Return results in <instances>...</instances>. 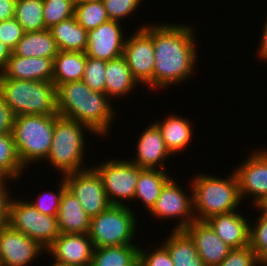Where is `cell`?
I'll use <instances>...</instances> for the list:
<instances>
[{
    "instance_id": "obj_1",
    "label": "cell",
    "mask_w": 267,
    "mask_h": 266,
    "mask_svg": "<svg viewBox=\"0 0 267 266\" xmlns=\"http://www.w3.org/2000/svg\"><path fill=\"white\" fill-rule=\"evenodd\" d=\"M142 28L152 37L155 49L153 88L180 84L193 76L198 53L191 26L155 23Z\"/></svg>"
},
{
    "instance_id": "obj_2",
    "label": "cell",
    "mask_w": 267,
    "mask_h": 266,
    "mask_svg": "<svg viewBox=\"0 0 267 266\" xmlns=\"http://www.w3.org/2000/svg\"><path fill=\"white\" fill-rule=\"evenodd\" d=\"M105 93L93 91L82 80L57 87L58 115L89 127L102 137L110 131L114 120V108Z\"/></svg>"
},
{
    "instance_id": "obj_3",
    "label": "cell",
    "mask_w": 267,
    "mask_h": 266,
    "mask_svg": "<svg viewBox=\"0 0 267 266\" xmlns=\"http://www.w3.org/2000/svg\"><path fill=\"white\" fill-rule=\"evenodd\" d=\"M191 181L195 220L206 221L209 218L238 210L242 201L238 179L232 171L226 179L212 175L198 174Z\"/></svg>"
},
{
    "instance_id": "obj_4",
    "label": "cell",
    "mask_w": 267,
    "mask_h": 266,
    "mask_svg": "<svg viewBox=\"0 0 267 266\" xmlns=\"http://www.w3.org/2000/svg\"><path fill=\"white\" fill-rule=\"evenodd\" d=\"M0 93L14 116L58 114L57 87L52 81L3 78Z\"/></svg>"
},
{
    "instance_id": "obj_5",
    "label": "cell",
    "mask_w": 267,
    "mask_h": 266,
    "mask_svg": "<svg viewBox=\"0 0 267 266\" xmlns=\"http://www.w3.org/2000/svg\"><path fill=\"white\" fill-rule=\"evenodd\" d=\"M58 114L18 115L14 118L13 137L18 158L25 168L47 159ZM34 161V162H33Z\"/></svg>"
},
{
    "instance_id": "obj_6",
    "label": "cell",
    "mask_w": 267,
    "mask_h": 266,
    "mask_svg": "<svg viewBox=\"0 0 267 266\" xmlns=\"http://www.w3.org/2000/svg\"><path fill=\"white\" fill-rule=\"evenodd\" d=\"M93 133L89 127L75 120L58 116L52 137V145L46 160L53 168L60 171L61 175L84 170L81 167L85 155L84 131ZM85 149V150H84ZM84 153V154H83Z\"/></svg>"
},
{
    "instance_id": "obj_7",
    "label": "cell",
    "mask_w": 267,
    "mask_h": 266,
    "mask_svg": "<svg viewBox=\"0 0 267 266\" xmlns=\"http://www.w3.org/2000/svg\"><path fill=\"white\" fill-rule=\"evenodd\" d=\"M135 218V211L129 205H111L92 217L88 235L94 248L133 244L131 241L137 230Z\"/></svg>"
},
{
    "instance_id": "obj_8",
    "label": "cell",
    "mask_w": 267,
    "mask_h": 266,
    "mask_svg": "<svg viewBox=\"0 0 267 266\" xmlns=\"http://www.w3.org/2000/svg\"><path fill=\"white\" fill-rule=\"evenodd\" d=\"M14 230L39 243L46 250L59 236L56 216L38 211L30 202L11 198L8 223Z\"/></svg>"
},
{
    "instance_id": "obj_9",
    "label": "cell",
    "mask_w": 267,
    "mask_h": 266,
    "mask_svg": "<svg viewBox=\"0 0 267 266\" xmlns=\"http://www.w3.org/2000/svg\"><path fill=\"white\" fill-rule=\"evenodd\" d=\"M102 179L105 193L111 205H126L122 201L133 200L137 181L143 168L130 160L110 159L93 167Z\"/></svg>"
},
{
    "instance_id": "obj_10",
    "label": "cell",
    "mask_w": 267,
    "mask_h": 266,
    "mask_svg": "<svg viewBox=\"0 0 267 266\" xmlns=\"http://www.w3.org/2000/svg\"><path fill=\"white\" fill-rule=\"evenodd\" d=\"M63 177L66 188L79 200L90 218L111 206L102 179L93 167L63 175Z\"/></svg>"
},
{
    "instance_id": "obj_11",
    "label": "cell",
    "mask_w": 267,
    "mask_h": 266,
    "mask_svg": "<svg viewBox=\"0 0 267 266\" xmlns=\"http://www.w3.org/2000/svg\"><path fill=\"white\" fill-rule=\"evenodd\" d=\"M142 27L125 39L123 57L139 84L153 89L155 49L152 37Z\"/></svg>"
},
{
    "instance_id": "obj_12",
    "label": "cell",
    "mask_w": 267,
    "mask_h": 266,
    "mask_svg": "<svg viewBox=\"0 0 267 266\" xmlns=\"http://www.w3.org/2000/svg\"><path fill=\"white\" fill-rule=\"evenodd\" d=\"M188 195L186 191H183L181 186L179 187L174 179L171 178L162 188L160 195L155 205L150 210V214L157 219L161 218L168 220V218H178L179 223L174 230H184L194 220L193 211V191ZM191 196V197H190Z\"/></svg>"
},
{
    "instance_id": "obj_13",
    "label": "cell",
    "mask_w": 267,
    "mask_h": 266,
    "mask_svg": "<svg viewBox=\"0 0 267 266\" xmlns=\"http://www.w3.org/2000/svg\"><path fill=\"white\" fill-rule=\"evenodd\" d=\"M246 158L233 170L238 179L240 196L244 199L252 195V204L261 206L267 200V156L257 149Z\"/></svg>"
},
{
    "instance_id": "obj_14",
    "label": "cell",
    "mask_w": 267,
    "mask_h": 266,
    "mask_svg": "<svg viewBox=\"0 0 267 266\" xmlns=\"http://www.w3.org/2000/svg\"><path fill=\"white\" fill-rule=\"evenodd\" d=\"M42 250L46 251L39 243L8 224L0 227V266H28Z\"/></svg>"
},
{
    "instance_id": "obj_15",
    "label": "cell",
    "mask_w": 267,
    "mask_h": 266,
    "mask_svg": "<svg viewBox=\"0 0 267 266\" xmlns=\"http://www.w3.org/2000/svg\"><path fill=\"white\" fill-rule=\"evenodd\" d=\"M119 21L108 20L88 31L86 56L109 61L123 56L125 35Z\"/></svg>"
},
{
    "instance_id": "obj_16",
    "label": "cell",
    "mask_w": 267,
    "mask_h": 266,
    "mask_svg": "<svg viewBox=\"0 0 267 266\" xmlns=\"http://www.w3.org/2000/svg\"><path fill=\"white\" fill-rule=\"evenodd\" d=\"M94 245L88 233H60L46 250L55 261L73 266H91Z\"/></svg>"
},
{
    "instance_id": "obj_17",
    "label": "cell",
    "mask_w": 267,
    "mask_h": 266,
    "mask_svg": "<svg viewBox=\"0 0 267 266\" xmlns=\"http://www.w3.org/2000/svg\"><path fill=\"white\" fill-rule=\"evenodd\" d=\"M184 231L191 237L205 266L219 265L231 251L206 221L194 220Z\"/></svg>"
},
{
    "instance_id": "obj_18",
    "label": "cell",
    "mask_w": 267,
    "mask_h": 266,
    "mask_svg": "<svg viewBox=\"0 0 267 266\" xmlns=\"http://www.w3.org/2000/svg\"><path fill=\"white\" fill-rule=\"evenodd\" d=\"M137 141V155L131 161L141 168L161 169L167 157L171 154L167 149L158 125L152 122L142 133ZM158 166V167H157Z\"/></svg>"
},
{
    "instance_id": "obj_19",
    "label": "cell",
    "mask_w": 267,
    "mask_h": 266,
    "mask_svg": "<svg viewBox=\"0 0 267 266\" xmlns=\"http://www.w3.org/2000/svg\"><path fill=\"white\" fill-rule=\"evenodd\" d=\"M0 75L15 80L52 81L53 59L21 57L12 53Z\"/></svg>"
},
{
    "instance_id": "obj_20",
    "label": "cell",
    "mask_w": 267,
    "mask_h": 266,
    "mask_svg": "<svg viewBox=\"0 0 267 266\" xmlns=\"http://www.w3.org/2000/svg\"><path fill=\"white\" fill-rule=\"evenodd\" d=\"M217 236L232 249L249 245L250 221L239 211L219 214L206 220Z\"/></svg>"
},
{
    "instance_id": "obj_21",
    "label": "cell",
    "mask_w": 267,
    "mask_h": 266,
    "mask_svg": "<svg viewBox=\"0 0 267 266\" xmlns=\"http://www.w3.org/2000/svg\"><path fill=\"white\" fill-rule=\"evenodd\" d=\"M57 221L60 233L84 234L90 229V217L79 200L66 188L61 196Z\"/></svg>"
},
{
    "instance_id": "obj_22",
    "label": "cell",
    "mask_w": 267,
    "mask_h": 266,
    "mask_svg": "<svg viewBox=\"0 0 267 266\" xmlns=\"http://www.w3.org/2000/svg\"><path fill=\"white\" fill-rule=\"evenodd\" d=\"M139 82L133 77L123 56L106 61L105 94L111 99L130 94Z\"/></svg>"
},
{
    "instance_id": "obj_23",
    "label": "cell",
    "mask_w": 267,
    "mask_h": 266,
    "mask_svg": "<svg viewBox=\"0 0 267 266\" xmlns=\"http://www.w3.org/2000/svg\"><path fill=\"white\" fill-rule=\"evenodd\" d=\"M162 133L163 140L167 149L173 154L184 151L189 145L192 136V124L187 118L171 114V116L164 118V120L155 122Z\"/></svg>"
},
{
    "instance_id": "obj_24",
    "label": "cell",
    "mask_w": 267,
    "mask_h": 266,
    "mask_svg": "<svg viewBox=\"0 0 267 266\" xmlns=\"http://www.w3.org/2000/svg\"><path fill=\"white\" fill-rule=\"evenodd\" d=\"M58 52L56 41L49 29L25 32L12 51L14 55L21 57H46L53 60Z\"/></svg>"
},
{
    "instance_id": "obj_25",
    "label": "cell",
    "mask_w": 267,
    "mask_h": 266,
    "mask_svg": "<svg viewBox=\"0 0 267 266\" xmlns=\"http://www.w3.org/2000/svg\"><path fill=\"white\" fill-rule=\"evenodd\" d=\"M59 51L85 52L88 31L81 26L75 16L63 20L50 29Z\"/></svg>"
},
{
    "instance_id": "obj_26",
    "label": "cell",
    "mask_w": 267,
    "mask_h": 266,
    "mask_svg": "<svg viewBox=\"0 0 267 266\" xmlns=\"http://www.w3.org/2000/svg\"><path fill=\"white\" fill-rule=\"evenodd\" d=\"M85 66V52L59 51L53 60L52 82L58 87L61 84L82 80Z\"/></svg>"
},
{
    "instance_id": "obj_27",
    "label": "cell",
    "mask_w": 267,
    "mask_h": 266,
    "mask_svg": "<svg viewBox=\"0 0 267 266\" xmlns=\"http://www.w3.org/2000/svg\"><path fill=\"white\" fill-rule=\"evenodd\" d=\"M170 232L171 235L162 244L169 251L174 266H205L193 240L184 230Z\"/></svg>"
},
{
    "instance_id": "obj_28",
    "label": "cell",
    "mask_w": 267,
    "mask_h": 266,
    "mask_svg": "<svg viewBox=\"0 0 267 266\" xmlns=\"http://www.w3.org/2000/svg\"><path fill=\"white\" fill-rule=\"evenodd\" d=\"M165 168L161 169H148L143 168L140 172L134 200L143 202V205L147 208V211L151 210L155 205L160 192L164 185L171 179V176H167Z\"/></svg>"
},
{
    "instance_id": "obj_29",
    "label": "cell",
    "mask_w": 267,
    "mask_h": 266,
    "mask_svg": "<svg viewBox=\"0 0 267 266\" xmlns=\"http://www.w3.org/2000/svg\"><path fill=\"white\" fill-rule=\"evenodd\" d=\"M91 266H139V247L129 244L94 248Z\"/></svg>"
},
{
    "instance_id": "obj_30",
    "label": "cell",
    "mask_w": 267,
    "mask_h": 266,
    "mask_svg": "<svg viewBox=\"0 0 267 266\" xmlns=\"http://www.w3.org/2000/svg\"><path fill=\"white\" fill-rule=\"evenodd\" d=\"M14 18L25 32L45 30L43 0H17Z\"/></svg>"
},
{
    "instance_id": "obj_31",
    "label": "cell",
    "mask_w": 267,
    "mask_h": 266,
    "mask_svg": "<svg viewBox=\"0 0 267 266\" xmlns=\"http://www.w3.org/2000/svg\"><path fill=\"white\" fill-rule=\"evenodd\" d=\"M25 170L21 164L12 133L0 135V175L11 180L19 179Z\"/></svg>"
},
{
    "instance_id": "obj_32",
    "label": "cell",
    "mask_w": 267,
    "mask_h": 266,
    "mask_svg": "<svg viewBox=\"0 0 267 266\" xmlns=\"http://www.w3.org/2000/svg\"><path fill=\"white\" fill-rule=\"evenodd\" d=\"M74 16L87 31L109 20L102 1L75 4Z\"/></svg>"
},
{
    "instance_id": "obj_33",
    "label": "cell",
    "mask_w": 267,
    "mask_h": 266,
    "mask_svg": "<svg viewBox=\"0 0 267 266\" xmlns=\"http://www.w3.org/2000/svg\"><path fill=\"white\" fill-rule=\"evenodd\" d=\"M74 0H43V19L46 29L74 16Z\"/></svg>"
},
{
    "instance_id": "obj_34",
    "label": "cell",
    "mask_w": 267,
    "mask_h": 266,
    "mask_svg": "<svg viewBox=\"0 0 267 266\" xmlns=\"http://www.w3.org/2000/svg\"><path fill=\"white\" fill-rule=\"evenodd\" d=\"M261 215L258 217L256 224L250 226L249 246L255 251L256 256L262 261H267V212L260 206Z\"/></svg>"
},
{
    "instance_id": "obj_35",
    "label": "cell",
    "mask_w": 267,
    "mask_h": 266,
    "mask_svg": "<svg viewBox=\"0 0 267 266\" xmlns=\"http://www.w3.org/2000/svg\"><path fill=\"white\" fill-rule=\"evenodd\" d=\"M106 61L86 56L82 81L93 91L105 93Z\"/></svg>"
},
{
    "instance_id": "obj_36",
    "label": "cell",
    "mask_w": 267,
    "mask_h": 266,
    "mask_svg": "<svg viewBox=\"0 0 267 266\" xmlns=\"http://www.w3.org/2000/svg\"><path fill=\"white\" fill-rule=\"evenodd\" d=\"M61 181L62 184L59 183L60 187L59 191H57L58 193H54V191L40 193V195H42H39L35 202L30 203L43 214L57 216L60 199L64 190L66 189V183L64 181V178Z\"/></svg>"
},
{
    "instance_id": "obj_37",
    "label": "cell",
    "mask_w": 267,
    "mask_h": 266,
    "mask_svg": "<svg viewBox=\"0 0 267 266\" xmlns=\"http://www.w3.org/2000/svg\"><path fill=\"white\" fill-rule=\"evenodd\" d=\"M262 261L249 246L231 249L228 256L216 266H259Z\"/></svg>"
},
{
    "instance_id": "obj_38",
    "label": "cell",
    "mask_w": 267,
    "mask_h": 266,
    "mask_svg": "<svg viewBox=\"0 0 267 266\" xmlns=\"http://www.w3.org/2000/svg\"><path fill=\"white\" fill-rule=\"evenodd\" d=\"M109 20L119 21L126 19L137 10L142 0H102Z\"/></svg>"
},
{
    "instance_id": "obj_39",
    "label": "cell",
    "mask_w": 267,
    "mask_h": 266,
    "mask_svg": "<svg viewBox=\"0 0 267 266\" xmlns=\"http://www.w3.org/2000/svg\"><path fill=\"white\" fill-rule=\"evenodd\" d=\"M25 31L15 19L0 22V41L13 51L24 36Z\"/></svg>"
},
{
    "instance_id": "obj_40",
    "label": "cell",
    "mask_w": 267,
    "mask_h": 266,
    "mask_svg": "<svg viewBox=\"0 0 267 266\" xmlns=\"http://www.w3.org/2000/svg\"><path fill=\"white\" fill-rule=\"evenodd\" d=\"M139 266H174L169 251L162 244L159 248L146 253L139 248Z\"/></svg>"
},
{
    "instance_id": "obj_41",
    "label": "cell",
    "mask_w": 267,
    "mask_h": 266,
    "mask_svg": "<svg viewBox=\"0 0 267 266\" xmlns=\"http://www.w3.org/2000/svg\"><path fill=\"white\" fill-rule=\"evenodd\" d=\"M14 114L0 93V135L13 132Z\"/></svg>"
},
{
    "instance_id": "obj_42",
    "label": "cell",
    "mask_w": 267,
    "mask_h": 266,
    "mask_svg": "<svg viewBox=\"0 0 267 266\" xmlns=\"http://www.w3.org/2000/svg\"><path fill=\"white\" fill-rule=\"evenodd\" d=\"M7 180L10 179L2 178L0 180V227L8 223L9 217V204L11 201L10 192L7 189Z\"/></svg>"
},
{
    "instance_id": "obj_43",
    "label": "cell",
    "mask_w": 267,
    "mask_h": 266,
    "mask_svg": "<svg viewBox=\"0 0 267 266\" xmlns=\"http://www.w3.org/2000/svg\"><path fill=\"white\" fill-rule=\"evenodd\" d=\"M17 0H0V22L14 18Z\"/></svg>"
},
{
    "instance_id": "obj_44",
    "label": "cell",
    "mask_w": 267,
    "mask_h": 266,
    "mask_svg": "<svg viewBox=\"0 0 267 266\" xmlns=\"http://www.w3.org/2000/svg\"><path fill=\"white\" fill-rule=\"evenodd\" d=\"M264 29L262 30V37L260 39L258 54L260 59L267 60V21L264 22Z\"/></svg>"
},
{
    "instance_id": "obj_45",
    "label": "cell",
    "mask_w": 267,
    "mask_h": 266,
    "mask_svg": "<svg viewBox=\"0 0 267 266\" xmlns=\"http://www.w3.org/2000/svg\"><path fill=\"white\" fill-rule=\"evenodd\" d=\"M12 51L0 41V71L5 67Z\"/></svg>"
},
{
    "instance_id": "obj_46",
    "label": "cell",
    "mask_w": 267,
    "mask_h": 266,
    "mask_svg": "<svg viewBox=\"0 0 267 266\" xmlns=\"http://www.w3.org/2000/svg\"><path fill=\"white\" fill-rule=\"evenodd\" d=\"M92 1H102V0H74V3L80 4V3L92 2Z\"/></svg>"
},
{
    "instance_id": "obj_47",
    "label": "cell",
    "mask_w": 267,
    "mask_h": 266,
    "mask_svg": "<svg viewBox=\"0 0 267 266\" xmlns=\"http://www.w3.org/2000/svg\"><path fill=\"white\" fill-rule=\"evenodd\" d=\"M51 266H73V265L63 264L54 260V263H52Z\"/></svg>"
},
{
    "instance_id": "obj_48",
    "label": "cell",
    "mask_w": 267,
    "mask_h": 266,
    "mask_svg": "<svg viewBox=\"0 0 267 266\" xmlns=\"http://www.w3.org/2000/svg\"><path fill=\"white\" fill-rule=\"evenodd\" d=\"M260 207L267 212V200Z\"/></svg>"
},
{
    "instance_id": "obj_49",
    "label": "cell",
    "mask_w": 267,
    "mask_h": 266,
    "mask_svg": "<svg viewBox=\"0 0 267 266\" xmlns=\"http://www.w3.org/2000/svg\"><path fill=\"white\" fill-rule=\"evenodd\" d=\"M259 266H267V262H261Z\"/></svg>"
},
{
    "instance_id": "obj_50",
    "label": "cell",
    "mask_w": 267,
    "mask_h": 266,
    "mask_svg": "<svg viewBox=\"0 0 267 266\" xmlns=\"http://www.w3.org/2000/svg\"><path fill=\"white\" fill-rule=\"evenodd\" d=\"M261 151L267 156V148H266V150L262 149Z\"/></svg>"
}]
</instances>
